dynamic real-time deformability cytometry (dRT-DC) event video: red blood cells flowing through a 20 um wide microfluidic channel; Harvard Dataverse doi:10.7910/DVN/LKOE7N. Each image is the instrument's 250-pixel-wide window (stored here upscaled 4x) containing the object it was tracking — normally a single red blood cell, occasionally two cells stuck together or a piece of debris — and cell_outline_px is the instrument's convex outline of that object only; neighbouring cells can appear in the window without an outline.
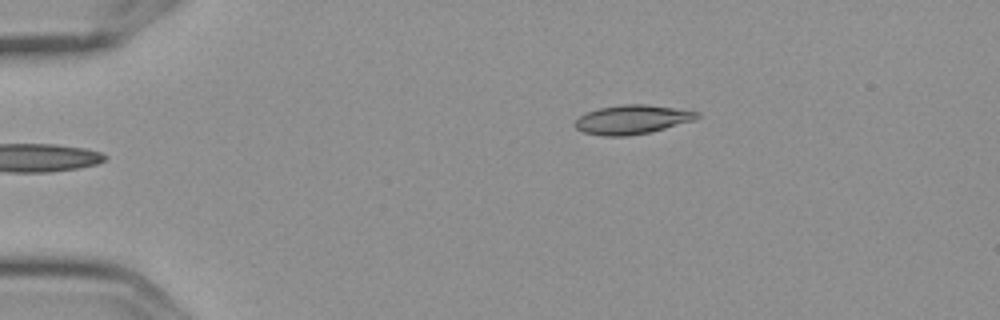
{"species": "Egyptian fruit bat (a non-hibernating species)", "species_latin": "Rousettus aegyptiacus", "temperature_condition": "cold", "stored_images_in_passage": 5, "camera_frame_rate_fps": 3000, "um_per_image_px": 0.085, "frame": {"image": 1, "passage_image": 5, "time_ms": 1.333, "image_size_px": [1000, 320], "cell_outline_px": [[700, 116], [692, 120], [664, 128], [648, 132], [628, 136], [604, 136], [584, 132], [576, 128], [572, 124], [580, 116], [588, 112], [600, 108], [624, 104], [644, 104], [700, 112]], "centroid_in_image_um": [53.69, 10.16], "position_along_channel_um": 31.3, "area_um2": 20.23}}